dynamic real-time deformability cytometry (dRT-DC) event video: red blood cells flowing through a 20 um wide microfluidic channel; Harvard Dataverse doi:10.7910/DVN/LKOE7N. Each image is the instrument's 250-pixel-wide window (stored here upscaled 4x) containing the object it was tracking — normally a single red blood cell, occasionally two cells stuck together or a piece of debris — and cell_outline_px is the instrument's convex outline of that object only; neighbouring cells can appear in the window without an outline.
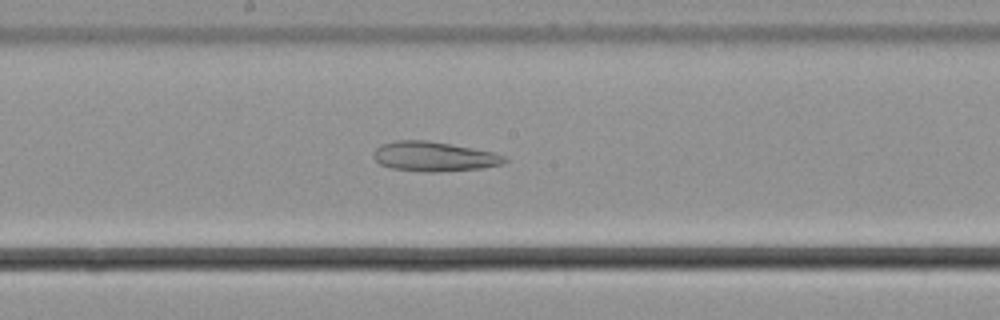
{"species": "common noctule bat (a hibernating species)", "species_latin": "Nyctalus noctula", "temperature_condition": "cold", "stored_images_in_passage": 52, "camera_frame_rate_fps": 3000, "um_per_image_px": 0.085, "animal": {"sex": "male", "body_mass_g": 21.5, "forearm_length_mm": 52.0}, "frame": {"image": 1, "passage_image": 26, "time_ms": 8.333, "image_size_px": [1000, 320], "cell_outline_px": [[508, 160], [504, 164], [480, 168], [436, 172], [424, 172], [392, 168], [380, 164], [372, 156], [372, 152], [376, 148], [384, 144], [396, 140], [428, 140], [472, 148], [492, 152], [504, 156]], "centroid_in_image_um": [36.87, 13.3], "position_along_channel_um": 211.3, "area_um2": 22.54}}
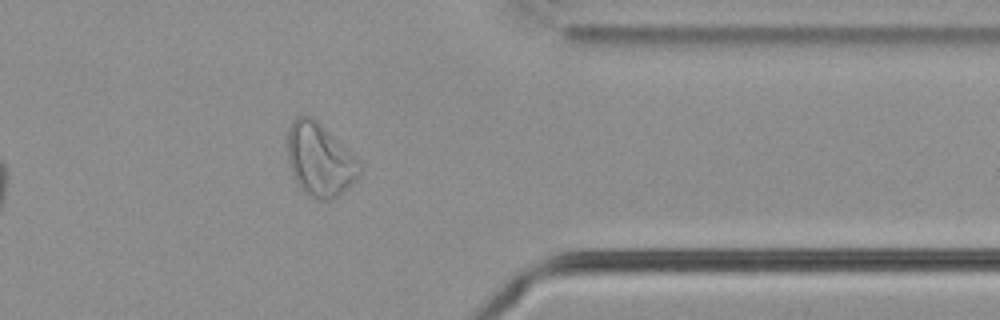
{"frame": {"image": 2, "passage_image": 41, "time_ms": 13.333, "image_size_px": [1000, 320], "cell_outline_px": [[360, 176], [348, 188], [332, 200], [320, 200], [308, 196], [296, 184], [288, 164], [288, 128], [292, 120], [296, 116], [312, 116], [352, 152], [360, 160]], "centroid_in_image_um": [27.18, 13.59], "position_along_channel_um": 384.2, "area_um2": 31.1}}
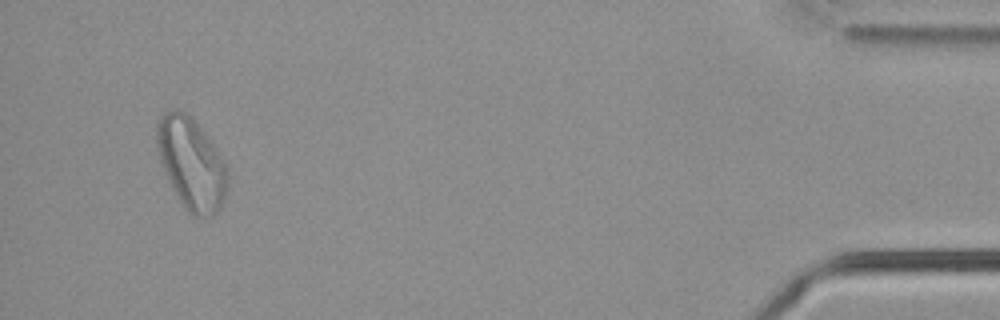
{"frame": {"image": 3, "passage_image": 49, "time_ms": 16.0, "image_size_px": [1000, 320], "cell_outline_px": [[228, 184], [220, 208], [212, 216], [192, 216], [184, 208], [176, 196], [164, 172], [156, 148], [156, 124], [160, 116], [164, 112], [176, 108], [184, 112], [204, 132], [224, 160], [228, 168]], "centroid_in_image_um": [16.24, 13.92], "position_along_channel_um": 419.0, "area_um2": 37.8}}